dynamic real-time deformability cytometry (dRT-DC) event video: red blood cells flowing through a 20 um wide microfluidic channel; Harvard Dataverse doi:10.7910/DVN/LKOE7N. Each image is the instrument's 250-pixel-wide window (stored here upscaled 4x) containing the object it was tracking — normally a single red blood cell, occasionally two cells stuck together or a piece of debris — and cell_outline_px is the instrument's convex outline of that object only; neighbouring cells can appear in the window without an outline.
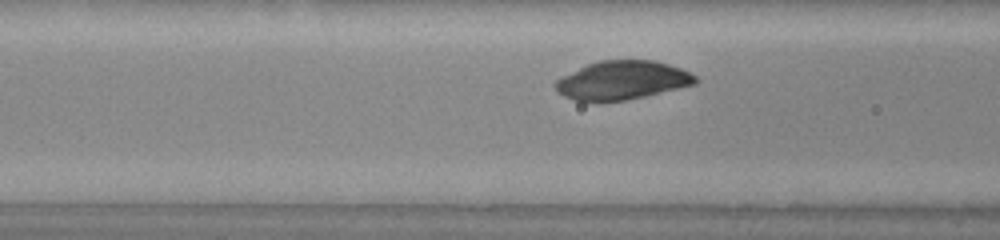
{"species": "common noctule bat (a hibernating species)", "species_latin": "Nyctalus noctula", "temperature_condition": "warm", "stored_images_in_passage": 30, "camera_frame_rate_fps": 3000, "um_per_image_px": 0.085, "animal": {"sex": "male", "body_mass_g": 20.0, "forearm_length_mm": 53.3}, "frame": {"image": 1, "passage_image": 9, "time_ms": 2.667, "image_size_px": [1000, 240], "cell_outline_px": [[700, 80], [696, 84], [644, 96], [624, 100], [600, 104], [576, 100], [564, 96], [556, 92], [552, 84], [556, 80], [588, 64], [600, 60], [652, 60], [668, 64], [692, 72]], "centroid_in_image_um": [52.88, 6.85], "position_along_channel_um": 113.7, "area_um2": 31.91}}